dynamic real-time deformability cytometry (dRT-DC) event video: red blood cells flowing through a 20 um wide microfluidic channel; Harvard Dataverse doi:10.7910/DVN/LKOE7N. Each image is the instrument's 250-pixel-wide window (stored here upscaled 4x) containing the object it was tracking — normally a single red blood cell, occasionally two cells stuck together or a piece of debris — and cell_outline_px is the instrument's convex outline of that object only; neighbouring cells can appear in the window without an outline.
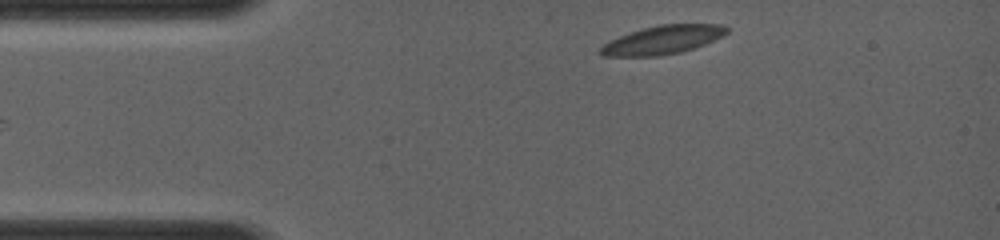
{"species": "common noctule bat (a hibernating species)", "species_latin": "Nyctalus noctula", "temperature_condition": "room temperature", "stored_images_in_passage": 2, "camera_frame_rate_fps": 4000, "um_per_image_px": 0.085, "animal": {"sex": "female", "body_mass_g": 19.0, "forearm_length_mm": 56.7}, "frame": {"image": 1, "passage_image": 2, "time_ms": 0.75, "image_size_px": [1000, 240], "cell_outline_px": [[728, 32], [724, 36], [704, 44], [680, 52], [660, 56], [600, 56], [596, 52], [608, 40], [644, 28], [660, 24], [724, 24], [728, 28]], "centroid_in_image_um": [56.31, 3.39], "position_along_channel_um": 28.7, "area_um2": 21.04}}